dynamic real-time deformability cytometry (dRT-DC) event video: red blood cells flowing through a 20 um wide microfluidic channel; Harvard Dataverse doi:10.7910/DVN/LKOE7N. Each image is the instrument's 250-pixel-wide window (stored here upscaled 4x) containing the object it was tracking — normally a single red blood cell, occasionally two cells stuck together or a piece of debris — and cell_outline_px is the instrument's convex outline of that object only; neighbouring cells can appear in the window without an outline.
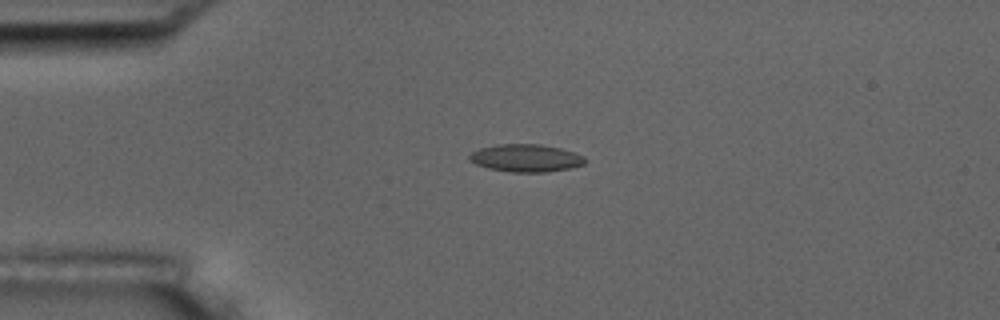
{"species": "common noctule bat (a hibernating species)", "species_latin": "Nyctalus noctula", "temperature_condition": "room temperature", "stored_images_in_passage": 5, "camera_frame_rate_fps": 3000, "um_per_image_px": 0.085, "animal": {"sex": "male", "body_mass_g": 17.5, "forearm_length_mm": 52.3}, "frame": {"image": 1, "passage_image": 4, "time_ms": 3.667, "image_size_px": [1000, 320], "cell_outline_px": [[588, 160], [584, 164], [568, 168], [544, 172], [512, 172], [488, 168], [476, 164], [468, 160], [468, 156], [472, 152], [480, 148], [496, 144], [540, 144], [560, 148], [576, 152], [584, 156]], "centroid_in_image_um": [44.7, 13.42], "position_along_channel_um": 40.3, "area_um2": 18.67}}